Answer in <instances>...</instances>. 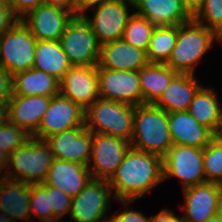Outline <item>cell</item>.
I'll list each match as a JSON object with an SVG mask.
<instances>
[{
	"instance_id": "obj_17",
	"label": "cell",
	"mask_w": 222,
	"mask_h": 222,
	"mask_svg": "<svg viewBox=\"0 0 222 222\" xmlns=\"http://www.w3.org/2000/svg\"><path fill=\"white\" fill-rule=\"evenodd\" d=\"M222 184L205 182L183 189L185 204L183 222H203L217 215V202Z\"/></svg>"
},
{
	"instance_id": "obj_26",
	"label": "cell",
	"mask_w": 222,
	"mask_h": 222,
	"mask_svg": "<svg viewBox=\"0 0 222 222\" xmlns=\"http://www.w3.org/2000/svg\"><path fill=\"white\" fill-rule=\"evenodd\" d=\"M59 82L48 73L31 68L12 76V95L54 97L59 94Z\"/></svg>"
},
{
	"instance_id": "obj_30",
	"label": "cell",
	"mask_w": 222,
	"mask_h": 222,
	"mask_svg": "<svg viewBox=\"0 0 222 222\" xmlns=\"http://www.w3.org/2000/svg\"><path fill=\"white\" fill-rule=\"evenodd\" d=\"M155 25L135 12L129 17L123 40L135 48L147 51Z\"/></svg>"
},
{
	"instance_id": "obj_7",
	"label": "cell",
	"mask_w": 222,
	"mask_h": 222,
	"mask_svg": "<svg viewBox=\"0 0 222 222\" xmlns=\"http://www.w3.org/2000/svg\"><path fill=\"white\" fill-rule=\"evenodd\" d=\"M59 42L72 66H97L99 64L100 45L90 24L83 16L73 17Z\"/></svg>"
},
{
	"instance_id": "obj_35",
	"label": "cell",
	"mask_w": 222,
	"mask_h": 222,
	"mask_svg": "<svg viewBox=\"0 0 222 222\" xmlns=\"http://www.w3.org/2000/svg\"><path fill=\"white\" fill-rule=\"evenodd\" d=\"M50 207L53 212V222L64 221L62 218L71 212L72 197L56 187L47 185Z\"/></svg>"
},
{
	"instance_id": "obj_27",
	"label": "cell",
	"mask_w": 222,
	"mask_h": 222,
	"mask_svg": "<svg viewBox=\"0 0 222 222\" xmlns=\"http://www.w3.org/2000/svg\"><path fill=\"white\" fill-rule=\"evenodd\" d=\"M177 74L167 64L148 63L139 70L142 104H154Z\"/></svg>"
},
{
	"instance_id": "obj_18",
	"label": "cell",
	"mask_w": 222,
	"mask_h": 222,
	"mask_svg": "<svg viewBox=\"0 0 222 222\" xmlns=\"http://www.w3.org/2000/svg\"><path fill=\"white\" fill-rule=\"evenodd\" d=\"M51 97L12 95L6 105L7 120L23 128L31 136L38 130Z\"/></svg>"
},
{
	"instance_id": "obj_9",
	"label": "cell",
	"mask_w": 222,
	"mask_h": 222,
	"mask_svg": "<svg viewBox=\"0 0 222 222\" xmlns=\"http://www.w3.org/2000/svg\"><path fill=\"white\" fill-rule=\"evenodd\" d=\"M134 8L133 0H111L91 8L94 12L92 18L84 14V19L90 24L101 46L123 38L129 14L128 7Z\"/></svg>"
},
{
	"instance_id": "obj_24",
	"label": "cell",
	"mask_w": 222,
	"mask_h": 222,
	"mask_svg": "<svg viewBox=\"0 0 222 222\" xmlns=\"http://www.w3.org/2000/svg\"><path fill=\"white\" fill-rule=\"evenodd\" d=\"M0 212L7 215L12 222L15 219H31L30 184L0 178Z\"/></svg>"
},
{
	"instance_id": "obj_37",
	"label": "cell",
	"mask_w": 222,
	"mask_h": 222,
	"mask_svg": "<svg viewBox=\"0 0 222 222\" xmlns=\"http://www.w3.org/2000/svg\"><path fill=\"white\" fill-rule=\"evenodd\" d=\"M14 13L20 20L31 10L36 9L44 0H6Z\"/></svg>"
},
{
	"instance_id": "obj_29",
	"label": "cell",
	"mask_w": 222,
	"mask_h": 222,
	"mask_svg": "<svg viewBox=\"0 0 222 222\" xmlns=\"http://www.w3.org/2000/svg\"><path fill=\"white\" fill-rule=\"evenodd\" d=\"M177 41V25L156 26L146 51L149 63L166 64Z\"/></svg>"
},
{
	"instance_id": "obj_15",
	"label": "cell",
	"mask_w": 222,
	"mask_h": 222,
	"mask_svg": "<svg viewBox=\"0 0 222 222\" xmlns=\"http://www.w3.org/2000/svg\"><path fill=\"white\" fill-rule=\"evenodd\" d=\"M56 159L88 166L91 158L92 132L85 124L49 136L44 140Z\"/></svg>"
},
{
	"instance_id": "obj_8",
	"label": "cell",
	"mask_w": 222,
	"mask_h": 222,
	"mask_svg": "<svg viewBox=\"0 0 222 222\" xmlns=\"http://www.w3.org/2000/svg\"><path fill=\"white\" fill-rule=\"evenodd\" d=\"M203 149L172 145L163 157V180L176 177L182 188L205 183Z\"/></svg>"
},
{
	"instance_id": "obj_21",
	"label": "cell",
	"mask_w": 222,
	"mask_h": 222,
	"mask_svg": "<svg viewBox=\"0 0 222 222\" xmlns=\"http://www.w3.org/2000/svg\"><path fill=\"white\" fill-rule=\"evenodd\" d=\"M91 179V173L86 165L54 158L45 183L73 198L86 187Z\"/></svg>"
},
{
	"instance_id": "obj_28",
	"label": "cell",
	"mask_w": 222,
	"mask_h": 222,
	"mask_svg": "<svg viewBox=\"0 0 222 222\" xmlns=\"http://www.w3.org/2000/svg\"><path fill=\"white\" fill-rule=\"evenodd\" d=\"M71 66L59 41H37L33 68L60 81Z\"/></svg>"
},
{
	"instance_id": "obj_3",
	"label": "cell",
	"mask_w": 222,
	"mask_h": 222,
	"mask_svg": "<svg viewBox=\"0 0 222 222\" xmlns=\"http://www.w3.org/2000/svg\"><path fill=\"white\" fill-rule=\"evenodd\" d=\"M222 39L196 19L177 25V41L166 63L177 73L193 74L198 61Z\"/></svg>"
},
{
	"instance_id": "obj_33",
	"label": "cell",
	"mask_w": 222,
	"mask_h": 222,
	"mask_svg": "<svg viewBox=\"0 0 222 222\" xmlns=\"http://www.w3.org/2000/svg\"><path fill=\"white\" fill-rule=\"evenodd\" d=\"M193 18L222 39V0H205L202 9Z\"/></svg>"
},
{
	"instance_id": "obj_20",
	"label": "cell",
	"mask_w": 222,
	"mask_h": 222,
	"mask_svg": "<svg viewBox=\"0 0 222 222\" xmlns=\"http://www.w3.org/2000/svg\"><path fill=\"white\" fill-rule=\"evenodd\" d=\"M148 63L146 51L135 48L125 40L119 39L100 46L97 68L139 71Z\"/></svg>"
},
{
	"instance_id": "obj_39",
	"label": "cell",
	"mask_w": 222,
	"mask_h": 222,
	"mask_svg": "<svg viewBox=\"0 0 222 222\" xmlns=\"http://www.w3.org/2000/svg\"><path fill=\"white\" fill-rule=\"evenodd\" d=\"M12 97V76L0 66V104L7 105Z\"/></svg>"
},
{
	"instance_id": "obj_4",
	"label": "cell",
	"mask_w": 222,
	"mask_h": 222,
	"mask_svg": "<svg viewBox=\"0 0 222 222\" xmlns=\"http://www.w3.org/2000/svg\"><path fill=\"white\" fill-rule=\"evenodd\" d=\"M53 160L49 145L31 137L9 155L5 178L28 184L44 183Z\"/></svg>"
},
{
	"instance_id": "obj_42",
	"label": "cell",
	"mask_w": 222,
	"mask_h": 222,
	"mask_svg": "<svg viewBox=\"0 0 222 222\" xmlns=\"http://www.w3.org/2000/svg\"><path fill=\"white\" fill-rule=\"evenodd\" d=\"M185 9L194 17L203 7L205 0H182Z\"/></svg>"
},
{
	"instance_id": "obj_2",
	"label": "cell",
	"mask_w": 222,
	"mask_h": 222,
	"mask_svg": "<svg viewBox=\"0 0 222 222\" xmlns=\"http://www.w3.org/2000/svg\"><path fill=\"white\" fill-rule=\"evenodd\" d=\"M172 145L168 112L154 104L135 106L131 148L163 158Z\"/></svg>"
},
{
	"instance_id": "obj_23",
	"label": "cell",
	"mask_w": 222,
	"mask_h": 222,
	"mask_svg": "<svg viewBox=\"0 0 222 222\" xmlns=\"http://www.w3.org/2000/svg\"><path fill=\"white\" fill-rule=\"evenodd\" d=\"M201 86L195 75L177 73L154 105L168 113L188 111Z\"/></svg>"
},
{
	"instance_id": "obj_48",
	"label": "cell",
	"mask_w": 222,
	"mask_h": 222,
	"mask_svg": "<svg viewBox=\"0 0 222 222\" xmlns=\"http://www.w3.org/2000/svg\"><path fill=\"white\" fill-rule=\"evenodd\" d=\"M0 222H12L3 212L0 213Z\"/></svg>"
},
{
	"instance_id": "obj_49",
	"label": "cell",
	"mask_w": 222,
	"mask_h": 222,
	"mask_svg": "<svg viewBox=\"0 0 222 222\" xmlns=\"http://www.w3.org/2000/svg\"><path fill=\"white\" fill-rule=\"evenodd\" d=\"M221 113H222V111H221ZM220 135H222V123H221Z\"/></svg>"
},
{
	"instance_id": "obj_6",
	"label": "cell",
	"mask_w": 222,
	"mask_h": 222,
	"mask_svg": "<svg viewBox=\"0 0 222 222\" xmlns=\"http://www.w3.org/2000/svg\"><path fill=\"white\" fill-rule=\"evenodd\" d=\"M36 38L18 20L0 37V66L14 76L33 68Z\"/></svg>"
},
{
	"instance_id": "obj_11",
	"label": "cell",
	"mask_w": 222,
	"mask_h": 222,
	"mask_svg": "<svg viewBox=\"0 0 222 222\" xmlns=\"http://www.w3.org/2000/svg\"><path fill=\"white\" fill-rule=\"evenodd\" d=\"M130 148L131 143L122 138L92 133L91 158L87 166L92 178L109 180Z\"/></svg>"
},
{
	"instance_id": "obj_31",
	"label": "cell",
	"mask_w": 222,
	"mask_h": 222,
	"mask_svg": "<svg viewBox=\"0 0 222 222\" xmlns=\"http://www.w3.org/2000/svg\"><path fill=\"white\" fill-rule=\"evenodd\" d=\"M206 182L222 184V135L216 136L204 149Z\"/></svg>"
},
{
	"instance_id": "obj_22",
	"label": "cell",
	"mask_w": 222,
	"mask_h": 222,
	"mask_svg": "<svg viewBox=\"0 0 222 222\" xmlns=\"http://www.w3.org/2000/svg\"><path fill=\"white\" fill-rule=\"evenodd\" d=\"M135 13L147 18L155 26L180 25L193 17L182 0H133Z\"/></svg>"
},
{
	"instance_id": "obj_40",
	"label": "cell",
	"mask_w": 222,
	"mask_h": 222,
	"mask_svg": "<svg viewBox=\"0 0 222 222\" xmlns=\"http://www.w3.org/2000/svg\"><path fill=\"white\" fill-rule=\"evenodd\" d=\"M111 0H75V15L83 16L88 9Z\"/></svg>"
},
{
	"instance_id": "obj_19",
	"label": "cell",
	"mask_w": 222,
	"mask_h": 222,
	"mask_svg": "<svg viewBox=\"0 0 222 222\" xmlns=\"http://www.w3.org/2000/svg\"><path fill=\"white\" fill-rule=\"evenodd\" d=\"M168 125L173 145L204 149L216 135L198 123L188 111L168 113Z\"/></svg>"
},
{
	"instance_id": "obj_1",
	"label": "cell",
	"mask_w": 222,
	"mask_h": 222,
	"mask_svg": "<svg viewBox=\"0 0 222 222\" xmlns=\"http://www.w3.org/2000/svg\"><path fill=\"white\" fill-rule=\"evenodd\" d=\"M163 181V158L130 148L108 180L114 199L135 201ZM114 189V190H113Z\"/></svg>"
},
{
	"instance_id": "obj_50",
	"label": "cell",
	"mask_w": 222,
	"mask_h": 222,
	"mask_svg": "<svg viewBox=\"0 0 222 222\" xmlns=\"http://www.w3.org/2000/svg\"><path fill=\"white\" fill-rule=\"evenodd\" d=\"M103 222H113L111 219H108L106 221H103Z\"/></svg>"
},
{
	"instance_id": "obj_13",
	"label": "cell",
	"mask_w": 222,
	"mask_h": 222,
	"mask_svg": "<svg viewBox=\"0 0 222 222\" xmlns=\"http://www.w3.org/2000/svg\"><path fill=\"white\" fill-rule=\"evenodd\" d=\"M83 124H85V110L59 93L51 97L39 128L31 137L45 140L51 135L80 127Z\"/></svg>"
},
{
	"instance_id": "obj_38",
	"label": "cell",
	"mask_w": 222,
	"mask_h": 222,
	"mask_svg": "<svg viewBox=\"0 0 222 222\" xmlns=\"http://www.w3.org/2000/svg\"><path fill=\"white\" fill-rule=\"evenodd\" d=\"M19 19L12 12L6 0L0 1V37Z\"/></svg>"
},
{
	"instance_id": "obj_5",
	"label": "cell",
	"mask_w": 222,
	"mask_h": 222,
	"mask_svg": "<svg viewBox=\"0 0 222 222\" xmlns=\"http://www.w3.org/2000/svg\"><path fill=\"white\" fill-rule=\"evenodd\" d=\"M134 106L98 98L85 110V127L92 133L122 138L131 143Z\"/></svg>"
},
{
	"instance_id": "obj_32",
	"label": "cell",
	"mask_w": 222,
	"mask_h": 222,
	"mask_svg": "<svg viewBox=\"0 0 222 222\" xmlns=\"http://www.w3.org/2000/svg\"><path fill=\"white\" fill-rule=\"evenodd\" d=\"M30 216L33 219H40V222H53V212L45 182L30 184Z\"/></svg>"
},
{
	"instance_id": "obj_34",
	"label": "cell",
	"mask_w": 222,
	"mask_h": 222,
	"mask_svg": "<svg viewBox=\"0 0 222 222\" xmlns=\"http://www.w3.org/2000/svg\"><path fill=\"white\" fill-rule=\"evenodd\" d=\"M31 135L28 134L23 128L18 127L6 120L0 127V148L10 155L15 149L22 146Z\"/></svg>"
},
{
	"instance_id": "obj_41",
	"label": "cell",
	"mask_w": 222,
	"mask_h": 222,
	"mask_svg": "<svg viewBox=\"0 0 222 222\" xmlns=\"http://www.w3.org/2000/svg\"><path fill=\"white\" fill-rule=\"evenodd\" d=\"M149 222H183V219L169 209H162L158 214L150 215Z\"/></svg>"
},
{
	"instance_id": "obj_16",
	"label": "cell",
	"mask_w": 222,
	"mask_h": 222,
	"mask_svg": "<svg viewBox=\"0 0 222 222\" xmlns=\"http://www.w3.org/2000/svg\"><path fill=\"white\" fill-rule=\"evenodd\" d=\"M59 83V93L84 110L99 98L97 66H71Z\"/></svg>"
},
{
	"instance_id": "obj_43",
	"label": "cell",
	"mask_w": 222,
	"mask_h": 222,
	"mask_svg": "<svg viewBox=\"0 0 222 222\" xmlns=\"http://www.w3.org/2000/svg\"><path fill=\"white\" fill-rule=\"evenodd\" d=\"M44 3L64 7L75 14V0H44Z\"/></svg>"
},
{
	"instance_id": "obj_44",
	"label": "cell",
	"mask_w": 222,
	"mask_h": 222,
	"mask_svg": "<svg viewBox=\"0 0 222 222\" xmlns=\"http://www.w3.org/2000/svg\"><path fill=\"white\" fill-rule=\"evenodd\" d=\"M8 164H9V155L5 151H2L0 148V172H1L0 178L5 177V172H3L2 170L8 168Z\"/></svg>"
},
{
	"instance_id": "obj_36",
	"label": "cell",
	"mask_w": 222,
	"mask_h": 222,
	"mask_svg": "<svg viewBox=\"0 0 222 222\" xmlns=\"http://www.w3.org/2000/svg\"><path fill=\"white\" fill-rule=\"evenodd\" d=\"M123 206L125 207V211L115 212L113 215L110 216V219L113 222H149L150 216L146 217L144 214L140 211H135L132 208L129 209V205L133 201H120Z\"/></svg>"
},
{
	"instance_id": "obj_46",
	"label": "cell",
	"mask_w": 222,
	"mask_h": 222,
	"mask_svg": "<svg viewBox=\"0 0 222 222\" xmlns=\"http://www.w3.org/2000/svg\"><path fill=\"white\" fill-rule=\"evenodd\" d=\"M217 215L222 218V185L220 187L219 196H218Z\"/></svg>"
},
{
	"instance_id": "obj_10",
	"label": "cell",
	"mask_w": 222,
	"mask_h": 222,
	"mask_svg": "<svg viewBox=\"0 0 222 222\" xmlns=\"http://www.w3.org/2000/svg\"><path fill=\"white\" fill-rule=\"evenodd\" d=\"M112 194L108 180L92 178L86 187L72 198L70 219L73 222H103L110 219L106 213L110 208L111 197H114Z\"/></svg>"
},
{
	"instance_id": "obj_12",
	"label": "cell",
	"mask_w": 222,
	"mask_h": 222,
	"mask_svg": "<svg viewBox=\"0 0 222 222\" xmlns=\"http://www.w3.org/2000/svg\"><path fill=\"white\" fill-rule=\"evenodd\" d=\"M99 97L125 103L142 104L139 71L97 68Z\"/></svg>"
},
{
	"instance_id": "obj_45",
	"label": "cell",
	"mask_w": 222,
	"mask_h": 222,
	"mask_svg": "<svg viewBox=\"0 0 222 222\" xmlns=\"http://www.w3.org/2000/svg\"><path fill=\"white\" fill-rule=\"evenodd\" d=\"M6 120H7L6 105L0 104V127L6 122Z\"/></svg>"
},
{
	"instance_id": "obj_47",
	"label": "cell",
	"mask_w": 222,
	"mask_h": 222,
	"mask_svg": "<svg viewBox=\"0 0 222 222\" xmlns=\"http://www.w3.org/2000/svg\"><path fill=\"white\" fill-rule=\"evenodd\" d=\"M203 222H222V218L218 215H215V216H213V217H211V218H209V219H207Z\"/></svg>"
},
{
	"instance_id": "obj_14",
	"label": "cell",
	"mask_w": 222,
	"mask_h": 222,
	"mask_svg": "<svg viewBox=\"0 0 222 222\" xmlns=\"http://www.w3.org/2000/svg\"><path fill=\"white\" fill-rule=\"evenodd\" d=\"M75 14L61 6L40 4L20 20L37 41H60L67 24Z\"/></svg>"
},
{
	"instance_id": "obj_25",
	"label": "cell",
	"mask_w": 222,
	"mask_h": 222,
	"mask_svg": "<svg viewBox=\"0 0 222 222\" xmlns=\"http://www.w3.org/2000/svg\"><path fill=\"white\" fill-rule=\"evenodd\" d=\"M214 90L202 85L194 95L188 112L198 123L219 136L222 123V105H220Z\"/></svg>"
}]
</instances>
